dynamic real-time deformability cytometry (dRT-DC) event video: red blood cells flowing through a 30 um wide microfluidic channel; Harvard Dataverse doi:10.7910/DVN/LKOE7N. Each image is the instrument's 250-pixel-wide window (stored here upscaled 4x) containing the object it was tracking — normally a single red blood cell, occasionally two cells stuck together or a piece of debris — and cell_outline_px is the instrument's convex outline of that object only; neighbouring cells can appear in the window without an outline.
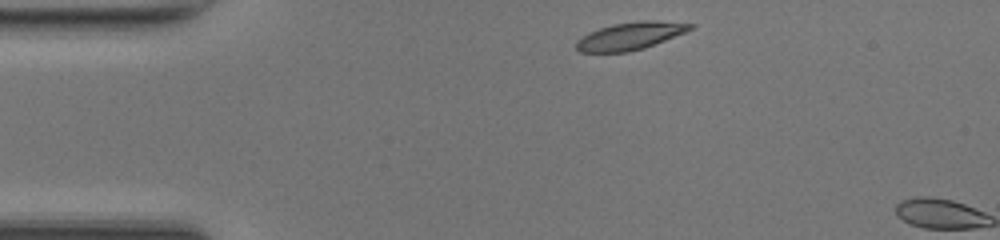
{"species": "common noctule bat (a hibernating species)", "species_latin": "Nyctalus noctula", "temperature_condition": "room temperature", "stored_images_in_passage": 2, "camera_frame_rate_fps": 3000, "um_per_image_px": 0.085, "animal": {"sex": "female", "body_mass_g": 17.0, "forearm_length_mm": 48.0}, "frame": {"image": 1, "passage_image": 1, "time_ms": 0.0, "image_size_px": [1000, 240], "cell_outline_px": [[696, 28], [644, 48], [628, 52], [580, 52], [576, 48], [576, 40], [600, 28], [612, 24], [640, 20], [652, 20], [696, 24]], "centroid_in_image_um": [53.62, 3.05], "position_along_channel_um": 31.4, "area_um2": 18.21}}